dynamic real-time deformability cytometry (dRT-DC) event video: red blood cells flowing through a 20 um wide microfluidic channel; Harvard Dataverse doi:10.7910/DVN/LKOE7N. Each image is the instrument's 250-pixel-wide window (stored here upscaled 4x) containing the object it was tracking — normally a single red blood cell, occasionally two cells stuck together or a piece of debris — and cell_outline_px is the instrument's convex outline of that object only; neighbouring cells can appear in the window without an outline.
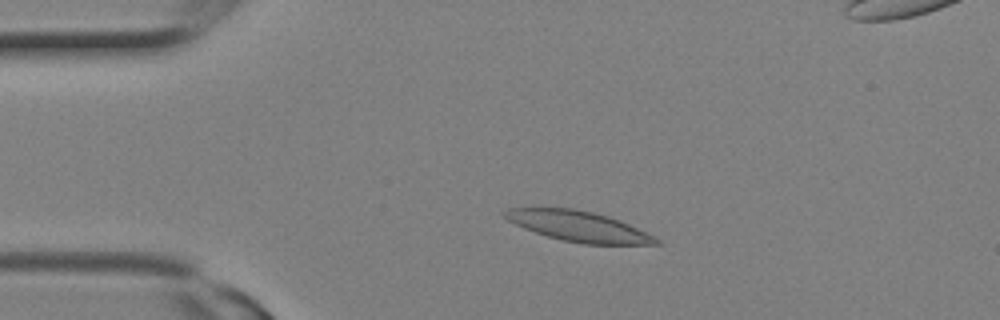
{"species": "Egyptian fruit bat (a non-hibernating species)", "species_latin": "Rousettus aegyptiacus", "temperature_condition": "room temperature", "stored_images_in_passage": 7, "camera_frame_rate_fps": 3000, "um_per_image_px": 0.085, "animal": {"sex": "female"}, "frame": {"image": 1, "passage_image": 5, "time_ms": 1.333, "image_size_px": [1000, 320], "cell_outline_px": [[660, 244], [584, 244], [564, 240], [548, 236], [524, 228], [508, 220], [500, 212], [508, 208], [572, 208], [592, 212], [608, 216], [620, 220], [660, 240]], "centroid_in_image_um": [49.14, 19.22], "position_along_channel_um": 35.9, "area_um2": 26.3}}